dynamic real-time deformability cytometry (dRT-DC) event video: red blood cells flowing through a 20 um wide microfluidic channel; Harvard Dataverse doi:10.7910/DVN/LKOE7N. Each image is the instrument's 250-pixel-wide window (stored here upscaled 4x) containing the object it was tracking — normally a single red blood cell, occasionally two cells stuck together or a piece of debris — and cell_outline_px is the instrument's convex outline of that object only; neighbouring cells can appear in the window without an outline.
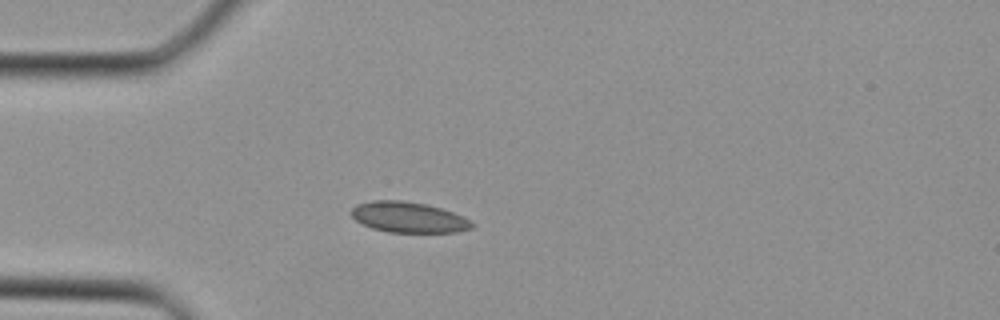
{"species": "Egyptian fruit bat (a non-hibernating species)", "species_latin": "Rousettus aegyptiacus", "temperature_condition": "cold", "stored_images_in_passage": 27, "camera_frame_rate_fps": 3000, "um_per_image_px": 0.085, "animal": {"sex": "female"}, "frame": {"image": 1, "passage_image": 1, "time_ms": 0.0, "image_size_px": [1000, 320], "cell_outline_px": [[476, 224], [472, 228], [456, 232], [388, 232], [372, 228], [356, 220], [348, 212], [356, 204], [372, 200], [400, 200], [424, 204], [440, 208], [452, 212]], "centroid_in_image_um": [34.68, 18.46], "position_along_channel_um": 50.3, "area_um2": 21.39}}
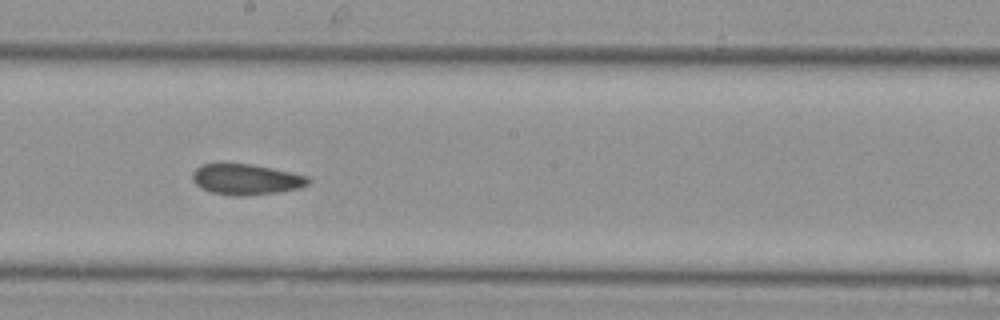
{"frame": {"image": 2, "passage_image": 11, "time_ms": 3.333, "image_size_px": [1000, 320], "cell_outline_px": [[312, 180], [308, 184], [300, 188], [276, 192], [244, 196], [232, 196], [212, 192], [200, 188], [192, 180], [192, 172], [200, 164], [220, 160], [224, 160], [252, 164], [272, 168], [308, 176]], "centroid_in_image_um": [20.84, 15.19], "position_along_channel_um": 227.4, "area_um2": 21.56}}
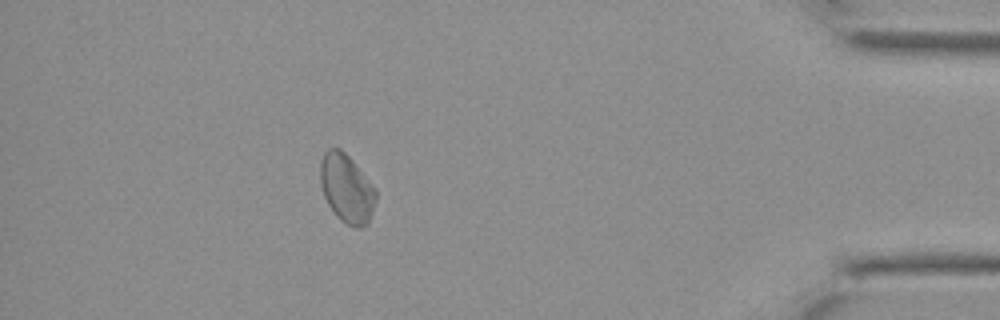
{"frame": {"image": 3, "passage_image": 23, "time_ms": 7.333, "image_size_px": [1000, 320], "cell_outline_px": [[376, 200], [368, 224], [360, 228], [356, 228], [340, 220], [336, 216], [328, 204], [324, 196], [320, 184], [320, 160], [324, 152], [328, 148], [340, 148], [352, 160], [376, 188]], "centroid_in_image_um": [29.46, 16.02], "position_along_channel_um": 405.7, "area_um2": 22.31}}